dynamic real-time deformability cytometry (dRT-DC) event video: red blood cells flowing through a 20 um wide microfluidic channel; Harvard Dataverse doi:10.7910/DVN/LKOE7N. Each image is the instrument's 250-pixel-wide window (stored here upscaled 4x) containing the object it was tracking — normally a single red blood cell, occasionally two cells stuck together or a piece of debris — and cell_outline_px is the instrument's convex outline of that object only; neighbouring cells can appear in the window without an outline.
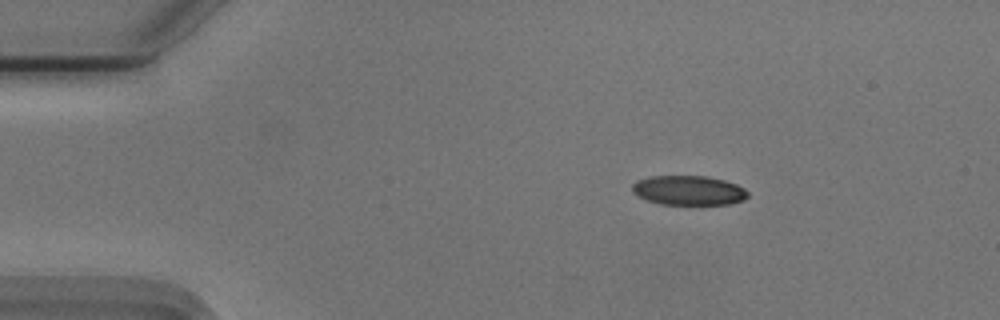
{"species": "Egyptian fruit bat (a non-hibernating species)", "species_latin": "Rousettus aegyptiacus", "temperature_condition": "cold", "stored_images_in_passage": 47, "camera_frame_rate_fps": 3000, "um_per_image_px": 0.085, "animal": {"sex": "male"}, "frame": {"image": 1, "passage_image": 1, "time_ms": 0.0, "image_size_px": [1000, 320], "cell_outline_px": [[748, 196], [744, 200], [728, 204], [660, 204], [648, 200], [632, 192], [632, 184], [636, 180], [648, 176], [708, 176], [724, 180], [736, 184], [744, 188], [748, 192]], "centroid_in_image_um": [58.53, 16.17], "position_along_channel_um": 26.5, "area_um2": 19.88}}
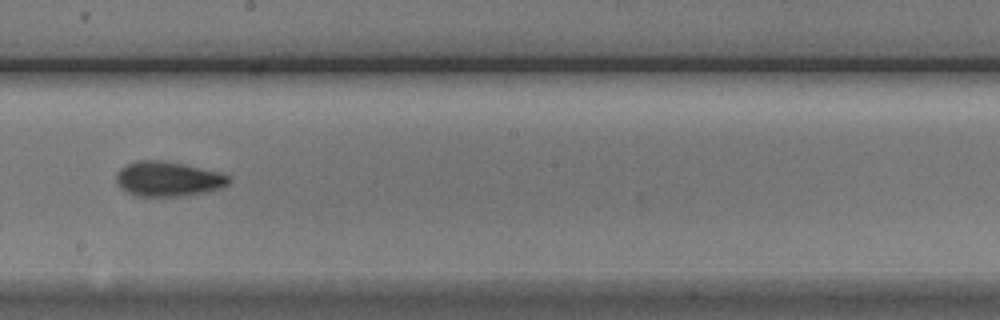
{"frame": {"image": 2, "passage_image": 23, "time_ms": 7.333, "image_size_px": [1000, 320], "cell_outline_px": [[232, 180], [228, 184], [220, 188], [180, 196], [136, 196], [120, 188], [116, 184], [116, 176], [120, 168], [128, 164], [140, 160], [164, 160], [184, 164], [220, 172], [228, 176]], "centroid_in_image_um": [14.26, 15.2], "position_along_channel_um": 233.9, "area_um2": 22.72}}
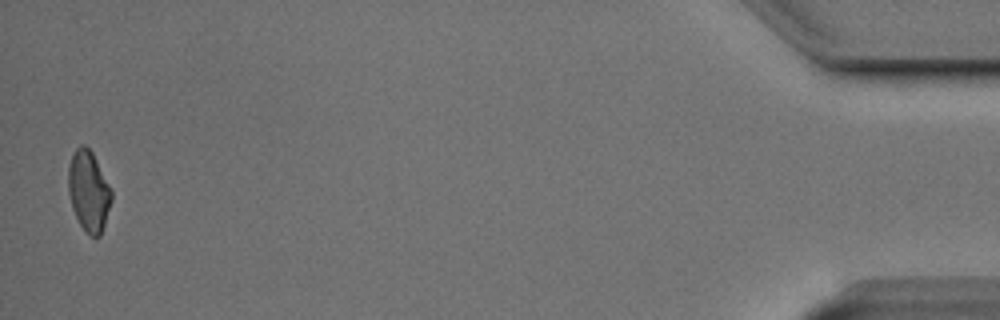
{"frame": {"image": 3, "passage_image": 46, "time_ms": 15.0, "image_size_px": [1000, 320], "cell_outline_px": [[112, 200], [100, 236], [88, 236], [84, 232], [72, 208], [68, 192], [68, 168], [72, 156], [76, 148], [80, 144], [84, 144], [92, 152], [112, 188]], "centroid_in_image_um": [7.54, 16.24], "position_along_channel_um": 427.7, "area_um2": 20.4}, "authors_computed_cell_mechanics": {"area_um2": 21.5016, "velocity_mm_per_s": 3.738, "shape_relaxation_time_tau1_ms": 4.3391, "shape_relaxation_time_tau2_ms": 2.6452, "deformation_change_tau1": 0.1154, "deformation_change_tau2": 0.0788}}